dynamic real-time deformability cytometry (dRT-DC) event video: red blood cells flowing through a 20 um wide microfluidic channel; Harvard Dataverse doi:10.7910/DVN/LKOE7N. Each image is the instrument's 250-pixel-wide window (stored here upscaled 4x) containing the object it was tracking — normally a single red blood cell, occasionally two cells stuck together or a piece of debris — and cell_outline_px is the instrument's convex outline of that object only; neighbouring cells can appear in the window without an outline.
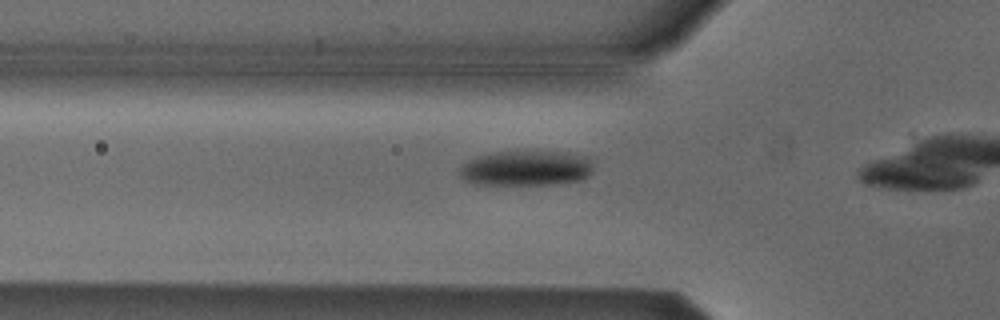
{"species": "Egyptian fruit bat (a non-hibernating species)", "species_latin": "Rousettus aegyptiacus", "temperature_condition": "cold", "stored_images_in_passage": 24, "camera_frame_rate_fps": 3000, "um_per_image_px": 0.085, "animal": {"sex": "male"}, "frame": {"image": 1, "passage_image": 12, "time_ms": 3.667, "image_size_px": [1000, 320], "cell_outline_px": [[592, 172], [588, 176], [580, 180], [552, 184], [476, 184], [464, 180], [460, 176], [460, 168], [468, 160], [476, 156], [496, 152], [568, 152], [592, 156]], "centroid_in_image_um": [44.77, 14.29], "position_along_channel_um": 81.0, "area_um2": 27.46}}
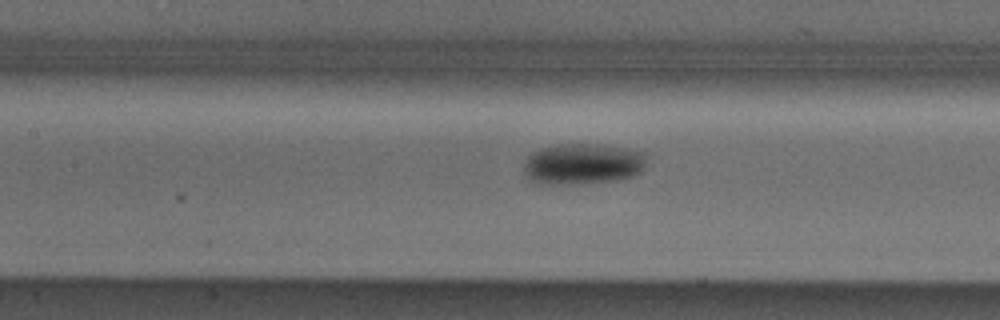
{"frame": {"image": 2, "passage_image": 18, "time_ms": 5.667, "image_size_px": [1000, 320], "cell_outline_px": [[644, 164], [640, 172], [632, 176], [616, 180], [580, 184], [540, 184], [528, 180], [524, 172], [524, 160], [532, 152], [540, 148], [556, 144], [604, 144], [644, 152]], "centroid_in_image_um": [49.46, 13.93], "position_along_channel_um": 157.9, "area_um2": 29.59}}
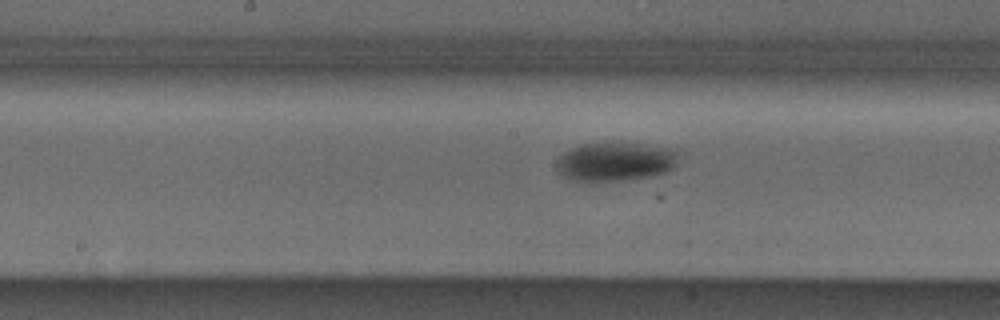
{"frame": {"image": 3, "passage_image": 21, "time_ms": 6.667, "image_size_px": [1000, 320], "cell_outline_px": [[676, 164], [672, 168], [664, 172], [652, 176], [592, 184], [576, 180], [564, 176], [560, 172], [556, 164], [560, 156], [564, 152], [580, 144], [612, 140], [676, 148]], "centroid_in_image_um": [52.29, 13.72], "position_along_channel_um": 195.9, "area_um2": 28.5}}